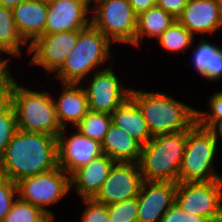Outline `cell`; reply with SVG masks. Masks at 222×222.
<instances>
[{
  "mask_svg": "<svg viewBox=\"0 0 222 222\" xmlns=\"http://www.w3.org/2000/svg\"><path fill=\"white\" fill-rule=\"evenodd\" d=\"M57 167L56 137L17 129L0 161V174L17 183Z\"/></svg>",
  "mask_w": 222,
  "mask_h": 222,
  "instance_id": "6da1fadb",
  "label": "cell"
},
{
  "mask_svg": "<svg viewBox=\"0 0 222 222\" xmlns=\"http://www.w3.org/2000/svg\"><path fill=\"white\" fill-rule=\"evenodd\" d=\"M197 47L192 49V66L202 78L209 81L222 80V48L208 42L204 37L199 39Z\"/></svg>",
  "mask_w": 222,
  "mask_h": 222,
  "instance_id": "7402d4cb",
  "label": "cell"
},
{
  "mask_svg": "<svg viewBox=\"0 0 222 222\" xmlns=\"http://www.w3.org/2000/svg\"><path fill=\"white\" fill-rule=\"evenodd\" d=\"M112 123L122 128L142 145L151 139V133L138 104L129 97L118 106L111 114Z\"/></svg>",
  "mask_w": 222,
  "mask_h": 222,
  "instance_id": "44dd1931",
  "label": "cell"
},
{
  "mask_svg": "<svg viewBox=\"0 0 222 222\" xmlns=\"http://www.w3.org/2000/svg\"><path fill=\"white\" fill-rule=\"evenodd\" d=\"M175 19L159 6L155 5L137 16V29L135 34V46L139 47L146 36L158 38Z\"/></svg>",
  "mask_w": 222,
  "mask_h": 222,
  "instance_id": "603a6c76",
  "label": "cell"
},
{
  "mask_svg": "<svg viewBox=\"0 0 222 222\" xmlns=\"http://www.w3.org/2000/svg\"><path fill=\"white\" fill-rule=\"evenodd\" d=\"M6 54L2 49H0V86H5L6 88L10 85L14 76L10 72V57L9 58H2L1 54Z\"/></svg>",
  "mask_w": 222,
  "mask_h": 222,
  "instance_id": "e575fe53",
  "label": "cell"
},
{
  "mask_svg": "<svg viewBox=\"0 0 222 222\" xmlns=\"http://www.w3.org/2000/svg\"><path fill=\"white\" fill-rule=\"evenodd\" d=\"M175 204L185 213L222 220V179L211 182L176 183Z\"/></svg>",
  "mask_w": 222,
  "mask_h": 222,
  "instance_id": "9c48e42d",
  "label": "cell"
},
{
  "mask_svg": "<svg viewBox=\"0 0 222 222\" xmlns=\"http://www.w3.org/2000/svg\"><path fill=\"white\" fill-rule=\"evenodd\" d=\"M7 98V88L0 86V104Z\"/></svg>",
  "mask_w": 222,
  "mask_h": 222,
  "instance_id": "f35d334b",
  "label": "cell"
},
{
  "mask_svg": "<svg viewBox=\"0 0 222 222\" xmlns=\"http://www.w3.org/2000/svg\"><path fill=\"white\" fill-rule=\"evenodd\" d=\"M17 188L22 201L40 207L55 220L54 212L47 206L57 204L69 193L70 175L58 166L51 171L21 179L17 182Z\"/></svg>",
  "mask_w": 222,
  "mask_h": 222,
  "instance_id": "ba28073f",
  "label": "cell"
},
{
  "mask_svg": "<svg viewBox=\"0 0 222 222\" xmlns=\"http://www.w3.org/2000/svg\"><path fill=\"white\" fill-rule=\"evenodd\" d=\"M111 222H138V198H132L108 205Z\"/></svg>",
  "mask_w": 222,
  "mask_h": 222,
  "instance_id": "f546056e",
  "label": "cell"
},
{
  "mask_svg": "<svg viewBox=\"0 0 222 222\" xmlns=\"http://www.w3.org/2000/svg\"><path fill=\"white\" fill-rule=\"evenodd\" d=\"M23 1L25 0H0V5L12 9Z\"/></svg>",
  "mask_w": 222,
  "mask_h": 222,
  "instance_id": "74e56055",
  "label": "cell"
},
{
  "mask_svg": "<svg viewBox=\"0 0 222 222\" xmlns=\"http://www.w3.org/2000/svg\"><path fill=\"white\" fill-rule=\"evenodd\" d=\"M47 3L45 34L82 30L91 24L92 5L88 0H48Z\"/></svg>",
  "mask_w": 222,
  "mask_h": 222,
  "instance_id": "5bb4252c",
  "label": "cell"
},
{
  "mask_svg": "<svg viewBox=\"0 0 222 222\" xmlns=\"http://www.w3.org/2000/svg\"><path fill=\"white\" fill-rule=\"evenodd\" d=\"M22 46L23 49L24 47L27 48V52H29V45L22 39L16 29L12 10L0 5V49L7 55L9 54L10 58L13 56L20 58L23 55Z\"/></svg>",
  "mask_w": 222,
  "mask_h": 222,
  "instance_id": "cb8c5ba5",
  "label": "cell"
},
{
  "mask_svg": "<svg viewBox=\"0 0 222 222\" xmlns=\"http://www.w3.org/2000/svg\"><path fill=\"white\" fill-rule=\"evenodd\" d=\"M194 36L175 20L156 40L167 52L180 53L194 46Z\"/></svg>",
  "mask_w": 222,
  "mask_h": 222,
  "instance_id": "d4e9b609",
  "label": "cell"
},
{
  "mask_svg": "<svg viewBox=\"0 0 222 222\" xmlns=\"http://www.w3.org/2000/svg\"><path fill=\"white\" fill-rule=\"evenodd\" d=\"M81 30L44 34L29 45L30 64L42 67L47 73H56L76 46Z\"/></svg>",
  "mask_w": 222,
  "mask_h": 222,
  "instance_id": "8fae6325",
  "label": "cell"
},
{
  "mask_svg": "<svg viewBox=\"0 0 222 222\" xmlns=\"http://www.w3.org/2000/svg\"><path fill=\"white\" fill-rule=\"evenodd\" d=\"M114 163L115 161L106 154L93 159L70 175V188L73 187L81 199H93L107 179Z\"/></svg>",
  "mask_w": 222,
  "mask_h": 222,
  "instance_id": "ac0fdd59",
  "label": "cell"
},
{
  "mask_svg": "<svg viewBox=\"0 0 222 222\" xmlns=\"http://www.w3.org/2000/svg\"><path fill=\"white\" fill-rule=\"evenodd\" d=\"M91 6V24L113 44L135 47L137 15L128 0H96ZM95 5V6H94Z\"/></svg>",
  "mask_w": 222,
  "mask_h": 222,
  "instance_id": "52a82bcc",
  "label": "cell"
},
{
  "mask_svg": "<svg viewBox=\"0 0 222 222\" xmlns=\"http://www.w3.org/2000/svg\"><path fill=\"white\" fill-rule=\"evenodd\" d=\"M101 145L103 154L115 162L139 163L143 145L113 123L110 124Z\"/></svg>",
  "mask_w": 222,
  "mask_h": 222,
  "instance_id": "ffe728a7",
  "label": "cell"
},
{
  "mask_svg": "<svg viewBox=\"0 0 222 222\" xmlns=\"http://www.w3.org/2000/svg\"><path fill=\"white\" fill-rule=\"evenodd\" d=\"M143 181L139 163L115 162L93 199L111 205L135 198L139 195Z\"/></svg>",
  "mask_w": 222,
  "mask_h": 222,
  "instance_id": "7c38bea8",
  "label": "cell"
},
{
  "mask_svg": "<svg viewBox=\"0 0 222 222\" xmlns=\"http://www.w3.org/2000/svg\"><path fill=\"white\" fill-rule=\"evenodd\" d=\"M208 112L196 110V123L210 129L216 122L222 120V90L216 91L208 99Z\"/></svg>",
  "mask_w": 222,
  "mask_h": 222,
  "instance_id": "f1b7e54d",
  "label": "cell"
},
{
  "mask_svg": "<svg viewBox=\"0 0 222 222\" xmlns=\"http://www.w3.org/2000/svg\"><path fill=\"white\" fill-rule=\"evenodd\" d=\"M11 10L16 29L28 45L45 34L48 15L46 0H25Z\"/></svg>",
  "mask_w": 222,
  "mask_h": 222,
  "instance_id": "e0dca14e",
  "label": "cell"
},
{
  "mask_svg": "<svg viewBox=\"0 0 222 222\" xmlns=\"http://www.w3.org/2000/svg\"><path fill=\"white\" fill-rule=\"evenodd\" d=\"M218 3H219V7H220L221 16H222V0H218Z\"/></svg>",
  "mask_w": 222,
  "mask_h": 222,
  "instance_id": "ab89813d",
  "label": "cell"
},
{
  "mask_svg": "<svg viewBox=\"0 0 222 222\" xmlns=\"http://www.w3.org/2000/svg\"><path fill=\"white\" fill-rule=\"evenodd\" d=\"M111 123L112 117L110 114L89 111L74 127V130L102 143Z\"/></svg>",
  "mask_w": 222,
  "mask_h": 222,
  "instance_id": "484cf974",
  "label": "cell"
},
{
  "mask_svg": "<svg viewBox=\"0 0 222 222\" xmlns=\"http://www.w3.org/2000/svg\"><path fill=\"white\" fill-rule=\"evenodd\" d=\"M16 130L17 121L15 110L11 102L6 98L0 104V161Z\"/></svg>",
  "mask_w": 222,
  "mask_h": 222,
  "instance_id": "83f0119b",
  "label": "cell"
},
{
  "mask_svg": "<svg viewBox=\"0 0 222 222\" xmlns=\"http://www.w3.org/2000/svg\"><path fill=\"white\" fill-rule=\"evenodd\" d=\"M66 134L68 135L66 128H62L57 137V153L58 166L67 174L71 175L103 154L100 142L80 134L77 130L69 137Z\"/></svg>",
  "mask_w": 222,
  "mask_h": 222,
  "instance_id": "4fadbf2b",
  "label": "cell"
},
{
  "mask_svg": "<svg viewBox=\"0 0 222 222\" xmlns=\"http://www.w3.org/2000/svg\"><path fill=\"white\" fill-rule=\"evenodd\" d=\"M160 222H209L205 217L185 213L175 203L163 215Z\"/></svg>",
  "mask_w": 222,
  "mask_h": 222,
  "instance_id": "d6a6232c",
  "label": "cell"
},
{
  "mask_svg": "<svg viewBox=\"0 0 222 222\" xmlns=\"http://www.w3.org/2000/svg\"><path fill=\"white\" fill-rule=\"evenodd\" d=\"M187 130L153 136L142 146L139 166L144 181L178 183Z\"/></svg>",
  "mask_w": 222,
  "mask_h": 222,
  "instance_id": "5b68a950",
  "label": "cell"
},
{
  "mask_svg": "<svg viewBox=\"0 0 222 222\" xmlns=\"http://www.w3.org/2000/svg\"><path fill=\"white\" fill-rule=\"evenodd\" d=\"M54 220L40 207L22 201L19 197L13 202L9 213L2 222H53Z\"/></svg>",
  "mask_w": 222,
  "mask_h": 222,
  "instance_id": "4316f807",
  "label": "cell"
},
{
  "mask_svg": "<svg viewBox=\"0 0 222 222\" xmlns=\"http://www.w3.org/2000/svg\"><path fill=\"white\" fill-rule=\"evenodd\" d=\"M110 45L111 41L90 24L79 32L76 46L53 77H56L60 84L85 83L84 80L89 74L96 72L99 67L105 69L106 62L113 58Z\"/></svg>",
  "mask_w": 222,
  "mask_h": 222,
  "instance_id": "277c9868",
  "label": "cell"
},
{
  "mask_svg": "<svg viewBox=\"0 0 222 222\" xmlns=\"http://www.w3.org/2000/svg\"><path fill=\"white\" fill-rule=\"evenodd\" d=\"M105 69H99L88 77L89 83L83 88L89 104V111L112 114L129 97L132 88L124 87L113 70L114 58ZM93 76V77H92Z\"/></svg>",
  "mask_w": 222,
  "mask_h": 222,
  "instance_id": "30bf717a",
  "label": "cell"
},
{
  "mask_svg": "<svg viewBox=\"0 0 222 222\" xmlns=\"http://www.w3.org/2000/svg\"><path fill=\"white\" fill-rule=\"evenodd\" d=\"M86 205L81 215V222H111L108 215V205L96 202L94 199H82Z\"/></svg>",
  "mask_w": 222,
  "mask_h": 222,
  "instance_id": "1f68e13d",
  "label": "cell"
},
{
  "mask_svg": "<svg viewBox=\"0 0 222 222\" xmlns=\"http://www.w3.org/2000/svg\"><path fill=\"white\" fill-rule=\"evenodd\" d=\"M178 21L195 37L213 35L221 29L222 16L218 0H188Z\"/></svg>",
  "mask_w": 222,
  "mask_h": 222,
  "instance_id": "2e32d148",
  "label": "cell"
},
{
  "mask_svg": "<svg viewBox=\"0 0 222 222\" xmlns=\"http://www.w3.org/2000/svg\"><path fill=\"white\" fill-rule=\"evenodd\" d=\"M62 85L63 92L58 96V100L53 96L57 118L61 128L75 127L89 112L86 93L81 83H62Z\"/></svg>",
  "mask_w": 222,
  "mask_h": 222,
  "instance_id": "d6986e66",
  "label": "cell"
},
{
  "mask_svg": "<svg viewBox=\"0 0 222 222\" xmlns=\"http://www.w3.org/2000/svg\"><path fill=\"white\" fill-rule=\"evenodd\" d=\"M130 97L140 107L151 136L189 130L196 123V108L166 93L131 89Z\"/></svg>",
  "mask_w": 222,
  "mask_h": 222,
  "instance_id": "3957f363",
  "label": "cell"
},
{
  "mask_svg": "<svg viewBox=\"0 0 222 222\" xmlns=\"http://www.w3.org/2000/svg\"><path fill=\"white\" fill-rule=\"evenodd\" d=\"M18 197L17 183L0 174V222L9 213L13 202Z\"/></svg>",
  "mask_w": 222,
  "mask_h": 222,
  "instance_id": "4dcf8cb0",
  "label": "cell"
},
{
  "mask_svg": "<svg viewBox=\"0 0 222 222\" xmlns=\"http://www.w3.org/2000/svg\"><path fill=\"white\" fill-rule=\"evenodd\" d=\"M96 0H88L90 4H93Z\"/></svg>",
  "mask_w": 222,
  "mask_h": 222,
  "instance_id": "60d3db41",
  "label": "cell"
},
{
  "mask_svg": "<svg viewBox=\"0 0 222 222\" xmlns=\"http://www.w3.org/2000/svg\"><path fill=\"white\" fill-rule=\"evenodd\" d=\"M157 0H128L134 13L138 16L140 13L147 11L156 5Z\"/></svg>",
  "mask_w": 222,
  "mask_h": 222,
  "instance_id": "d590c367",
  "label": "cell"
},
{
  "mask_svg": "<svg viewBox=\"0 0 222 222\" xmlns=\"http://www.w3.org/2000/svg\"><path fill=\"white\" fill-rule=\"evenodd\" d=\"M218 144L214 133L197 123L187 130V142L178 182H211L222 179L213 165Z\"/></svg>",
  "mask_w": 222,
  "mask_h": 222,
  "instance_id": "8992f818",
  "label": "cell"
},
{
  "mask_svg": "<svg viewBox=\"0 0 222 222\" xmlns=\"http://www.w3.org/2000/svg\"><path fill=\"white\" fill-rule=\"evenodd\" d=\"M188 0H157L156 5L168 12L175 20L182 15Z\"/></svg>",
  "mask_w": 222,
  "mask_h": 222,
  "instance_id": "836d02e7",
  "label": "cell"
},
{
  "mask_svg": "<svg viewBox=\"0 0 222 222\" xmlns=\"http://www.w3.org/2000/svg\"><path fill=\"white\" fill-rule=\"evenodd\" d=\"M210 130L214 133L215 138L219 140V137L222 138V120L216 122ZM222 140V139H221Z\"/></svg>",
  "mask_w": 222,
  "mask_h": 222,
  "instance_id": "8d00e7d4",
  "label": "cell"
},
{
  "mask_svg": "<svg viewBox=\"0 0 222 222\" xmlns=\"http://www.w3.org/2000/svg\"><path fill=\"white\" fill-rule=\"evenodd\" d=\"M176 183L143 181L138 198V222H160L175 203Z\"/></svg>",
  "mask_w": 222,
  "mask_h": 222,
  "instance_id": "9a60e30c",
  "label": "cell"
},
{
  "mask_svg": "<svg viewBox=\"0 0 222 222\" xmlns=\"http://www.w3.org/2000/svg\"><path fill=\"white\" fill-rule=\"evenodd\" d=\"M7 99L14 107L17 129L56 138L62 131L51 93L28 89L13 79L7 87Z\"/></svg>",
  "mask_w": 222,
  "mask_h": 222,
  "instance_id": "7a4b0ae2",
  "label": "cell"
}]
</instances>
